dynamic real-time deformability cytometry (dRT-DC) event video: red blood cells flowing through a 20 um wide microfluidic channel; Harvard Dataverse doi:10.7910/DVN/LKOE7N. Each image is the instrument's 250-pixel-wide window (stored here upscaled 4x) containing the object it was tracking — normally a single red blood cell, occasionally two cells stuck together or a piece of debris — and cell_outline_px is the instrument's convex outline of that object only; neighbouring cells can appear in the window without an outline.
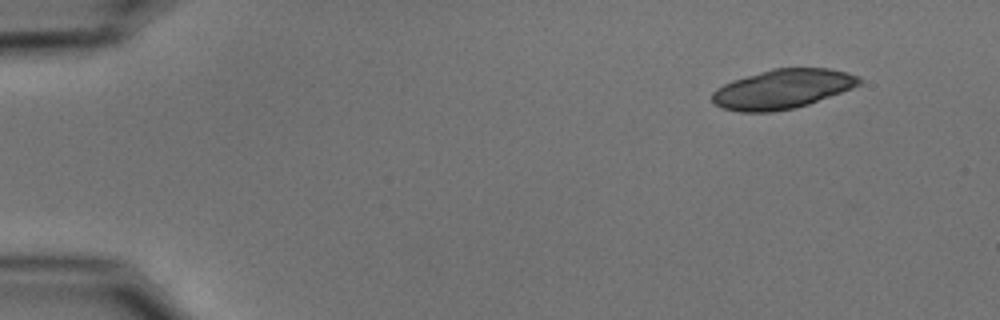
{"species": "common noctule bat (a hibernating species)", "species_latin": "Nyctalus noctula", "temperature_condition": "cold", "stored_images_in_passage": 16, "camera_frame_rate_fps": 3000, "um_per_image_px": 0.085, "animal": {"sex": "male", "body_mass_g": 15.6}, "frame": {"image": 1, "passage_image": 1, "time_ms": 0.0, "image_size_px": [1000, 320], "cell_outline_px": [[860, 84], [852, 88], [808, 104], [792, 108], [772, 112], [740, 112], [720, 108], [712, 100], [712, 92], [716, 88], [732, 80], [772, 68], [828, 68], [848, 72], [860, 76]], "centroid_in_image_um": [66.49, 7.56], "position_along_channel_um": 18.5, "area_um2": 33.7}}